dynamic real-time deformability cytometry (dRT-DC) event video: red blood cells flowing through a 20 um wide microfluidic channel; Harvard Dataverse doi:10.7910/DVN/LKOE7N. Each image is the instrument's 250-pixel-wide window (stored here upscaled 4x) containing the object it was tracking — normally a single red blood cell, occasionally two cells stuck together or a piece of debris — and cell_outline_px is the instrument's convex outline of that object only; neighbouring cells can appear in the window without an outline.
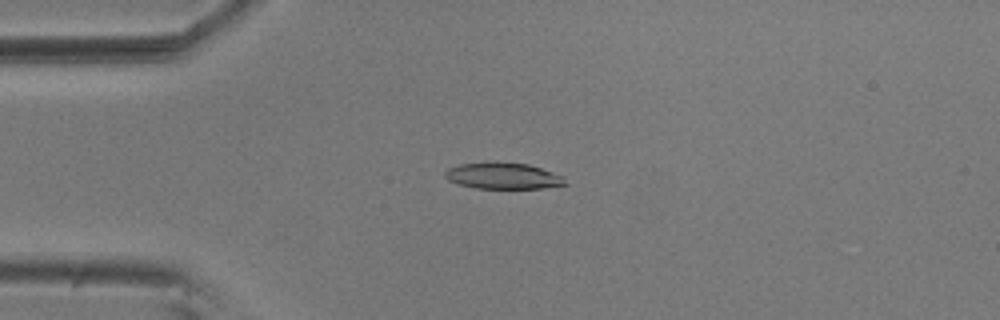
{"species": "common noctule bat (a hibernating species)", "species_latin": "Nyctalus noctula", "temperature_condition": "room temperature", "stored_images_in_passage": 54, "camera_frame_rate_fps": 3000, "um_per_image_px": 0.085, "animal": {"sex": "male", "body_mass_g": 20.5, "forearm_length_mm": 52.5}, "frame": {"image": 1, "passage_image": 13, "time_ms": 4.0, "image_size_px": [1000, 320], "cell_outline_px": [[568, 184], [544, 188], [476, 188], [460, 184], [448, 180], [444, 176], [444, 172], [448, 168], [460, 164], [488, 160], [528, 164], [564, 176]], "centroid_in_image_um": [42.75, 14.92], "position_along_channel_um": 42.3, "area_um2": 18.73}}
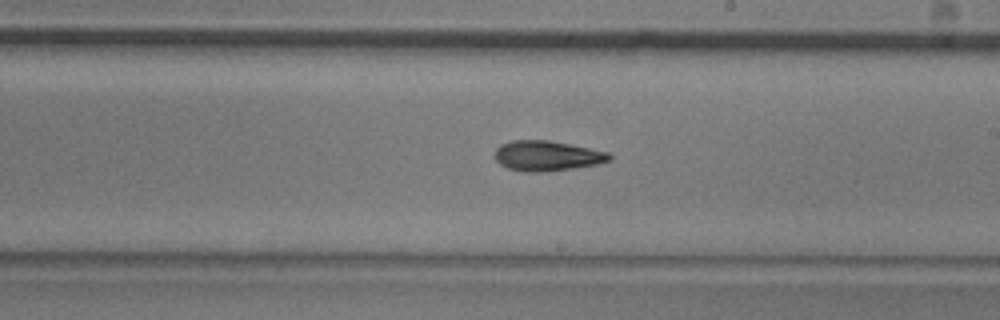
{"frame": {"image": 2, "passage_image": 31, "time_ms": 10.0, "image_size_px": [1000, 320], "cell_outline_px": [[612, 160], [600, 164], [548, 172], [524, 172], [508, 168], [500, 164], [496, 160], [496, 148], [500, 144], [512, 140], [548, 140], [608, 152], [612, 156]], "centroid_in_image_um": [46.51, 13.26], "position_along_channel_um": 242.5, "area_um2": 20.23}}
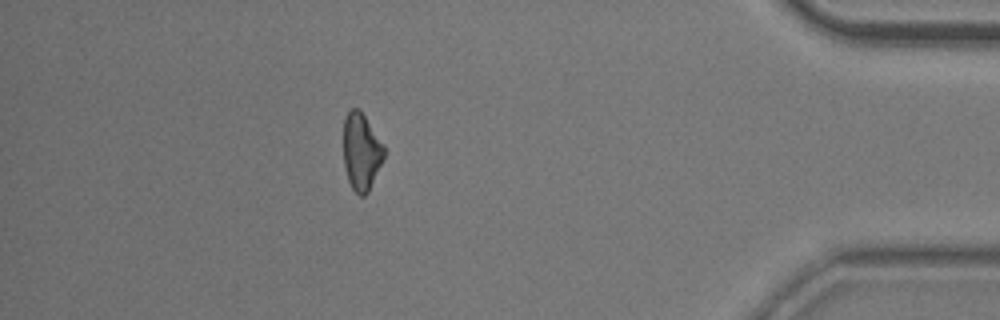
{"frame": {"image": 3, "passage_image": 48, "time_ms": 15.667, "image_size_px": [1000, 320], "cell_outline_px": [[384, 160], [368, 192], [364, 196], [360, 196], [352, 188], [348, 180], [344, 164], [344, 116], [352, 108], [360, 108], [384, 144]], "centroid_in_image_um": [30.73, 12.87], "position_along_channel_um": 404.5, "area_um2": 18.44}, "authors_computed_cell_mechanics": {"area_um2": 19.3052, "velocity_mm_per_s": 3.6801, "shape_relaxation_time_tau1_ms": 5.0109, "shape_relaxation_time_tau2_ms": 5.049, "deformation_change_tau1": 0.1421, "deformation_change_tau2": 0.145}}